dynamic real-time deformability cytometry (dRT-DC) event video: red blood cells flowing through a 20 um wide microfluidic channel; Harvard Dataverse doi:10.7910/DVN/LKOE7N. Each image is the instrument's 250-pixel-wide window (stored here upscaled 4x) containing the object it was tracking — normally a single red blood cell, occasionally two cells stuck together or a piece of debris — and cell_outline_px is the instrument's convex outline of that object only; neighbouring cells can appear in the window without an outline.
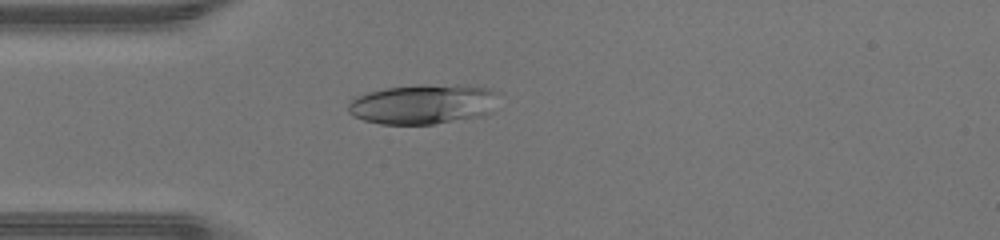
{"species": "human", "species_latin": "Homo sapiens", "temperature_condition": "warm", "stored_images_in_passage": 35, "camera_frame_rate_fps": 3000, "um_per_image_px": 0.085, "donor": {"sex": "male"}, "frame": {"image": 1, "passage_image": 1, "time_ms": 0.0, "image_size_px": [1000, 240], "cell_outline_px": [[496, 92], [492, 112], [484, 116], [432, 124], [380, 124], [364, 120], [352, 116], [348, 112], [348, 104], [356, 96], [368, 92], [384, 88], [488, 88]], "centroid_in_image_um": [35.87, 8.94], "position_along_channel_um": 49.1, "area_um2": 33.18}}
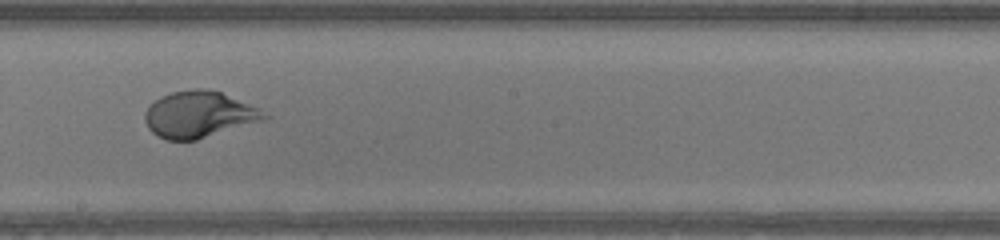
{"frame": {"image": 2, "passage_image": 14, "time_ms": 4.333, "image_size_px": [1000, 240], "cell_outline_px": [[272, 116], [264, 120], [196, 140], [168, 140], [156, 136], [148, 128], [144, 120], [144, 112], [160, 96], [172, 92], [192, 88], [204, 88], [220, 92], [260, 108]], "centroid_in_image_um": [16.92, 9.73], "position_along_channel_um": 231.3, "area_um2": 32.37}}
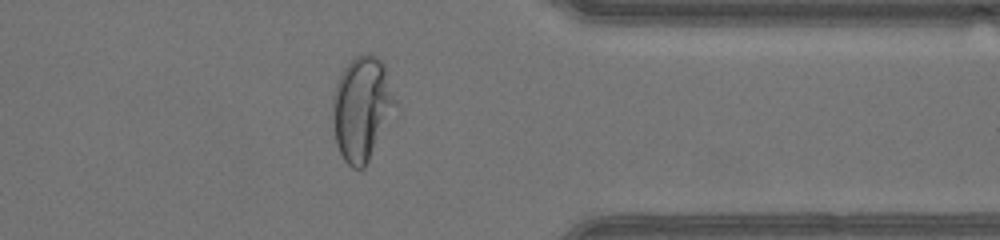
{"frame": {"image": 3, "passage_image": 25, "time_ms": 8.0, "image_size_px": [1000, 240], "cell_outline_px": [[400, 108], [364, 168], [352, 168], [344, 160], [336, 144], [332, 120], [332, 96], [336, 84], [344, 68], [356, 56], [368, 52], [376, 56], [384, 64]], "centroid_in_image_um": [30.81, 9.24], "position_along_channel_um": 380.6, "area_um2": 38.96}, "authors_computed_cell_mechanics": {"area_um2": 33.1194, "velocity_mm_per_s": 4.4017, "shape_relaxation_time_tau1_ms": 3.3047, "shape_relaxation_time_tau2_ms": null, "deformation_change_tau1": 0.2431, "deformation_change_tau2": null}}